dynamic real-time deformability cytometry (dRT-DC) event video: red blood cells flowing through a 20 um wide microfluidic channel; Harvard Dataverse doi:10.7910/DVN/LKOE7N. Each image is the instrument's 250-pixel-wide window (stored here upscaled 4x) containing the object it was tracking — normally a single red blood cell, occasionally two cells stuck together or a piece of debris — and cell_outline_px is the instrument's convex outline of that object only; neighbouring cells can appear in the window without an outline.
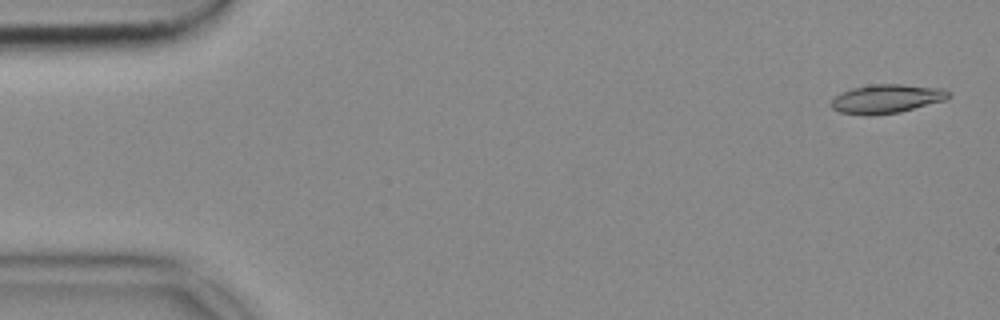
{"species": "common noctule bat (a hibernating species)", "species_latin": "Nyctalus noctula", "temperature_condition": "cold", "stored_images_in_passage": 52, "camera_frame_rate_fps": 3000, "um_per_image_px": 0.085, "animal": {"sex": "female", "body_mass_g": 18.4}, "frame": {"image": 1, "passage_image": 1, "time_ms": 0.0, "image_size_px": [1000, 320], "cell_outline_px": [[952, 96], [944, 100], [900, 112], [868, 116], [864, 116], [840, 112], [832, 108], [832, 100], [840, 92], [852, 88], [872, 84], [900, 84], [944, 88], [952, 92]], "centroid_in_image_um": [75.38, 8.39], "position_along_channel_um": 9.6, "area_um2": 19.88}}
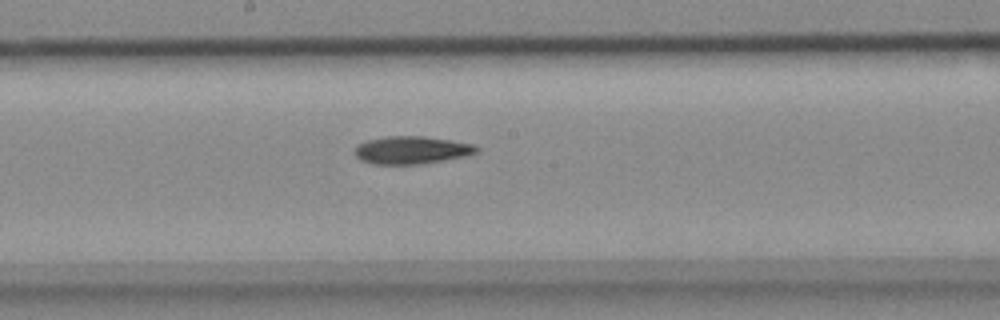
{"frame": {"image": 2, "passage_image": 27, "time_ms": 8.667, "image_size_px": [1000, 320], "cell_outline_px": [[480, 152], [464, 156], [420, 164], [372, 164], [360, 160], [356, 156], [356, 144], [368, 140], [384, 136], [424, 136], [452, 140], [476, 144], [480, 148]], "centroid_in_image_um": [35.02, 12.74], "position_along_channel_um": 213.2, "area_um2": 19.83}}
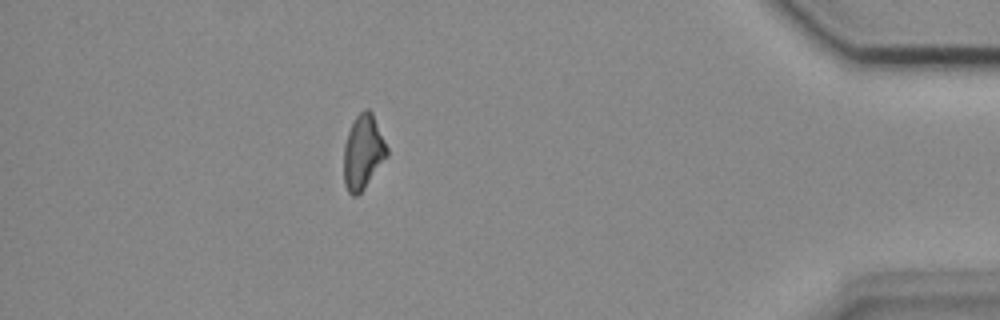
{"frame": {"image": 3, "passage_image": 46, "time_ms": 15.0, "image_size_px": [1000, 320], "cell_outline_px": [[388, 156], [364, 188], [356, 196], [352, 196], [348, 192], [344, 184], [344, 144], [348, 132], [356, 116], [364, 108], [368, 108], [372, 112], [388, 148]], "centroid_in_image_um": [30.86, 12.92], "position_along_channel_um": 404.3, "area_um2": 18.67}}